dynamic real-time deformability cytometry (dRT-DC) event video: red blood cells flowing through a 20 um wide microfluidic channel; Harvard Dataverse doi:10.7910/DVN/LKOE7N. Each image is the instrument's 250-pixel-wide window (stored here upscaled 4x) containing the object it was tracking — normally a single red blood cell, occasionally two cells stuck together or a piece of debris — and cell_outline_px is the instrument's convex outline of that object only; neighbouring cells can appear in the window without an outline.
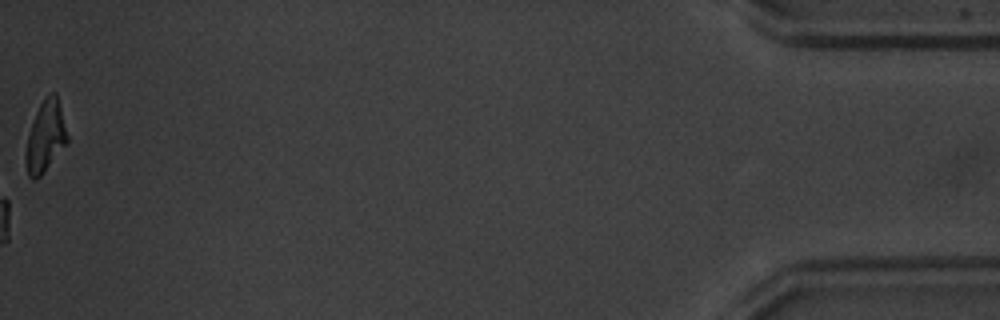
{"species": "common noctule bat (a hibernating species)", "species_latin": "Nyctalus noctula", "temperature_condition": "warm", "stored_images_in_passage": 56, "camera_frame_rate_fps": 3000, "um_per_image_px": 0.085, "animal": {"sex": "male", "body_mass_g": 20.1, "forearm_length_mm": 53.5}, "frame": {"image": 1, "passage_image": 56, "time_ms": 18.333, "image_size_px": [1000, 320], "cell_outline_px": [[68, 140], [44, 172], [36, 180], [32, 180], [28, 176], [24, 160], [24, 156], [28, 136], [36, 112], [44, 96], [52, 92], [56, 92], [68, 136]], "centroid_in_image_um": [3.84, 11.62], "position_along_channel_um": 431.4, "area_um2": 17.05}, "authors_computed_cell_mechanics": {"area_um2": 17.3689, "velocity_mm_per_s": 3.8042, "shape_relaxation_time_tau1_ms": 3.2032, "shape_relaxation_time_tau2_ms": 3.1206, "deformation_change_tau1": 0.1349, "deformation_change_tau2": 0.0853}}